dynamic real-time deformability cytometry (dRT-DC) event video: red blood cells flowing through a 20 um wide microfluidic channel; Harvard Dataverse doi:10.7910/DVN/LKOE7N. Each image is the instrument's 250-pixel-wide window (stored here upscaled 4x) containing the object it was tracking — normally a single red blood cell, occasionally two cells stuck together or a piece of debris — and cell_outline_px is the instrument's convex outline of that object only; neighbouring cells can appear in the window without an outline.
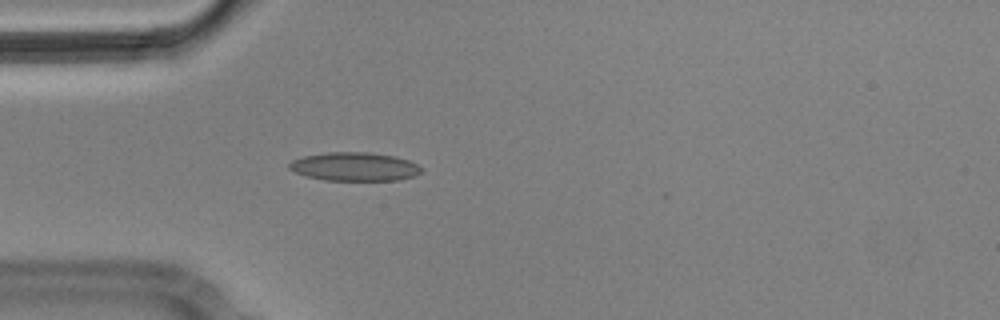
{"species": "Egyptian fruit bat (a non-hibernating species)", "species_latin": "Rousettus aegyptiacus", "temperature_condition": "cold", "stored_images_in_passage": 2, "camera_frame_rate_fps": 3000, "um_per_image_px": 0.085, "animal": {"sex": "male"}, "frame": {"image": 1, "passage_image": 1, "time_ms": 0.0, "image_size_px": [1000, 320], "cell_outline_px": [[424, 168], [416, 176], [396, 180], [324, 180], [308, 176], [296, 172], [288, 168], [288, 164], [292, 160], [304, 156], [328, 152], [368, 152], [396, 156], [408, 160]], "centroid_in_image_um": [30.16, 14.16], "position_along_channel_um": 54.8, "area_um2": 21.96}}